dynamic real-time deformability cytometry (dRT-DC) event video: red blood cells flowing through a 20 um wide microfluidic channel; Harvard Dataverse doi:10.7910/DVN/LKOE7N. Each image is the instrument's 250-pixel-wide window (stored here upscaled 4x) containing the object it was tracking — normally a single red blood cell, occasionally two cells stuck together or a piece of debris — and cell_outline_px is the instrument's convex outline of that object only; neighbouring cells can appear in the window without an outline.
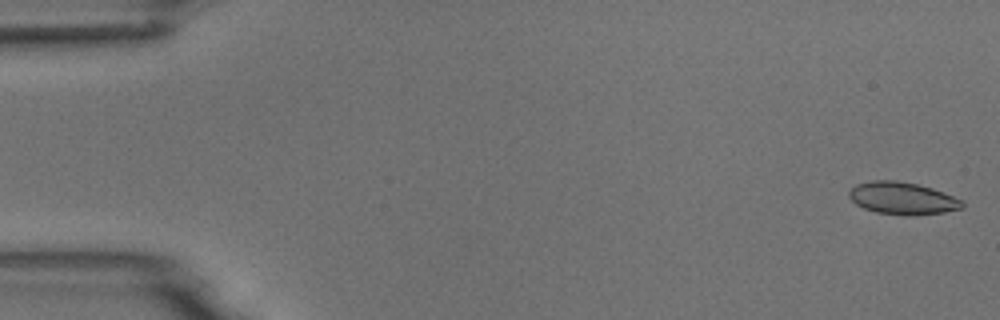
{"species": "common noctule bat (a hibernating species)", "species_latin": "Nyctalus noctula", "temperature_condition": "room temperature", "stored_images_in_passage": 5, "camera_frame_rate_fps": 3000, "um_per_image_px": 0.085, "animal": {"sex": "male", "body_mass_g": 18.8}, "frame": {"image": 1, "passage_image": 1, "time_ms": 0.0, "image_size_px": [1000, 320], "cell_outline_px": [[964, 208], [944, 212], [912, 216], [904, 216], [876, 212], [864, 208], [856, 204], [848, 196], [848, 192], [856, 184], [872, 180], [896, 180], [916, 184], [932, 188], [944, 192], [964, 200]], "centroid_in_image_um": [76.73, 16.86], "position_along_channel_um": 8.3, "area_um2": 21.56}}
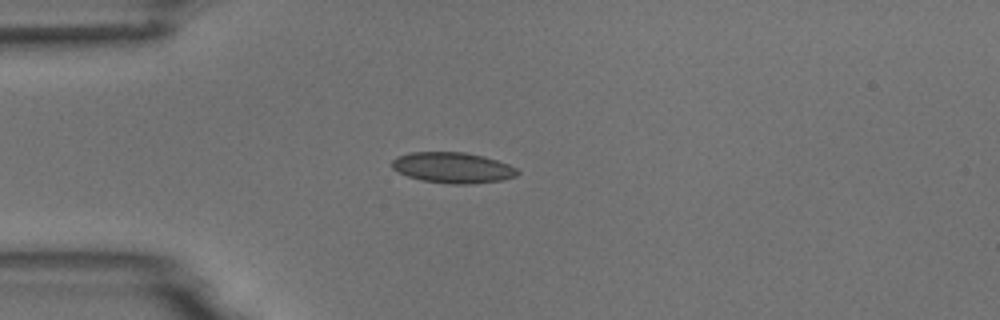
{"frame": {"image": 2, "passage_image": 5, "time_ms": 4.333, "image_size_px": [1000, 320], "cell_outline_px": [[520, 172], [516, 176], [504, 180], [468, 184], [452, 184], [420, 180], [408, 176], [392, 168], [392, 160], [396, 156], [408, 152], [464, 152], [484, 156], [508, 164], [516, 168]], "centroid_in_image_um": [38.48, 14.25], "position_along_channel_um": 46.5, "area_um2": 22.54}}